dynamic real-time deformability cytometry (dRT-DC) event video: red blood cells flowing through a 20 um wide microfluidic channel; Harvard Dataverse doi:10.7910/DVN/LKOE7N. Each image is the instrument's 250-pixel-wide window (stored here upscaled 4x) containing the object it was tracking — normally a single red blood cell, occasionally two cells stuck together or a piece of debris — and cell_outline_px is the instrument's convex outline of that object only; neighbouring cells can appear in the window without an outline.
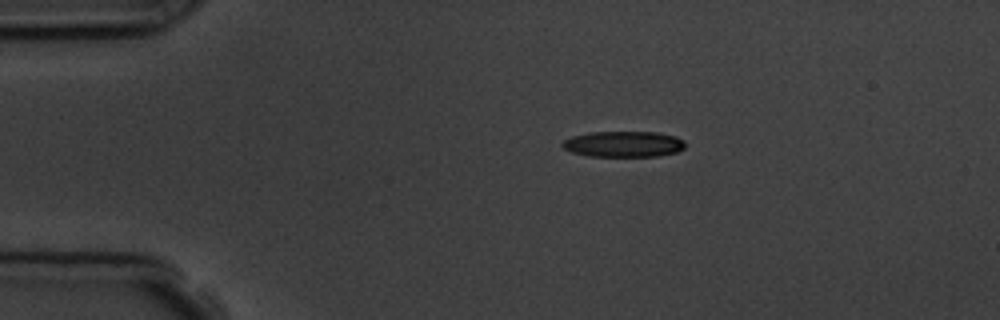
{"species": "common noctule bat (a hibernating species)", "species_latin": "Nyctalus noctula", "temperature_condition": "room temperature", "stored_images_in_passage": 4, "camera_frame_rate_fps": 3000, "um_per_image_px": 0.085, "animal": {"sex": "male", "body_mass_g": 19.5, "forearm_length_mm": 54.6}, "frame": {"image": 1, "passage_image": 1, "time_ms": 0.0, "image_size_px": [1000, 320], "cell_outline_px": [[684, 148], [676, 152], [656, 156], [588, 156], [572, 152], [564, 148], [560, 144], [564, 140], [572, 136], [588, 132], [656, 132], [676, 136], [684, 140]], "centroid_in_image_um": [52.99, 12.24], "position_along_channel_um": 32.0, "area_um2": 18.5}}